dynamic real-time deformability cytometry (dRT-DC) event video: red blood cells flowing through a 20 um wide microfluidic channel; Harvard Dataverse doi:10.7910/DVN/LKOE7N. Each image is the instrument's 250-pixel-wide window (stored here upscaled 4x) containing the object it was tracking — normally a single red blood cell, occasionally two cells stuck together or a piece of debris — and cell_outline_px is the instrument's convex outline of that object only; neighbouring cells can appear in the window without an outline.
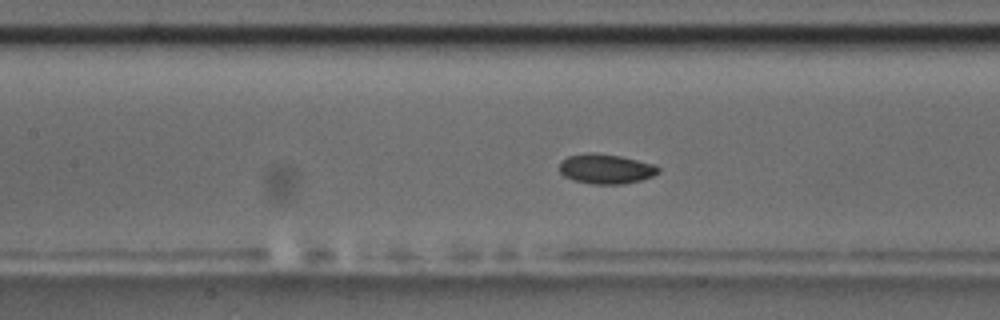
{"species": "common noctule bat (a hibernating species)", "species_latin": "Nyctalus noctula", "temperature_condition": "room temperature", "stored_images_in_passage": 38, "camera_frame_rate_fps": 3000, "um_per_image_px": 0.085, "animal": {"sex": "male", "body_mass_g": 17.5, "forearm_length_mm": 52.3}, "frame": {"image": 1, "passage_image": 12, "time_ms": 3.667, "image_size_px": [1000, 320], "cell_outline_px": [[660, 172], [652, 176], [640, 180], [624, 184], [592, 184], [576, 180], [564, 176], [560, 172], [560, 160], [568, 156], [588, 152], [596, 152], [620, 156], [656, 164], [660, 168]], "centroid_in_image_um": [51.51, 14.34], "position_along_channel_um": 155.9, "area_um2": 17.28}}